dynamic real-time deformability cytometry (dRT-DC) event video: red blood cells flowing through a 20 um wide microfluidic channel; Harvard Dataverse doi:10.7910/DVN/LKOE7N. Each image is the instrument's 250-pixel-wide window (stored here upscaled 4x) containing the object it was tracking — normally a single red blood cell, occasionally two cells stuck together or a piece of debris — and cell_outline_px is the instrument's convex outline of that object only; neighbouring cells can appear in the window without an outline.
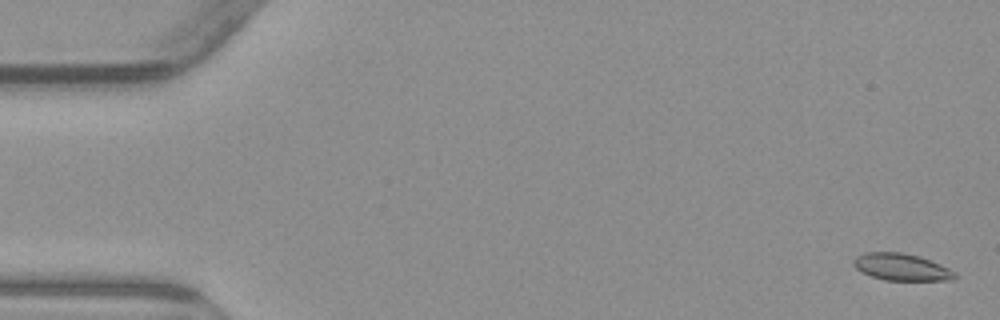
{"species": "common noctule bat (a hibernating species)", "species_latin": "Nyctalus noctula", "temperature_condition": "warm", "stored_images_in_passage": 55, "camera_frame_rate_fps": 3000, "um_per_image_px": 0.085, "animal": {"sex": "male", "body_mass_g": 23.1, "forearm_length_mm": 52.7}, "frame": {"image": 1, "passage_image": 2, "time_ms": 0.333, "image_size_px": [1000, 320], "cell_outline_px": [[956, 280], [884, 280], [872, 276], [856, 268], [852, 264], [852, 260], [856, 256], [864, 252], [904, 252], [940, 264], [956, 272]], "centroid_in_image_um": [76.61, 22.69], "position_along_channel_um": 8.4, "area_um2": 15.84}}
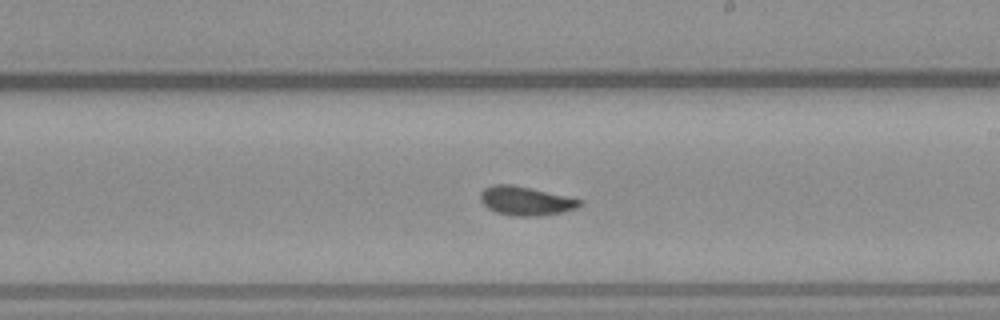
{"frame": {"image": 2, "passage_image": 32, "time_ms": 10.333, "image_size_px": [1000, 320], "cell_outline_px": [[584, 204], [576, 208], [560, 212], [540, 216], [512, 216], [496, 212], [488, 208], [480, 200], [480, 192], [484, 188], [492, 184], [512, 184], [532, 188], [568, 196], [584, 200]], "centroid_in_image_um": [44.7, 17.06], "position_along_channel_um": 244.3, "area_um2": 16.94}}
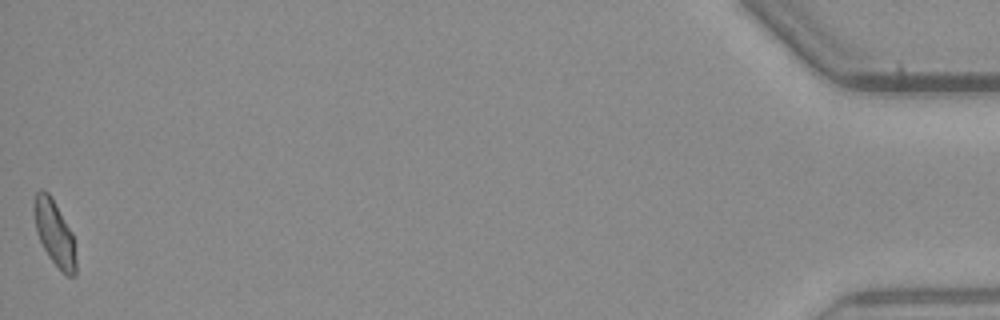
{"frame": {"image": 3, "passage_image": 55, "time_ms": 18.0, "image_size_px": [1000, 320], "cell_outline_px": [[76, 276], [68, 276], [48, 256], [36, 232], [32, 212], [32, 204], [36, 192], [40, 188], [44, 188], [52, 196], [72, 232], [76, 260]], "centroid_in_image_um": [4.6, 19.72], "position_along_channel_um": 430.6, "area_um2": 16.18}, "authors_computed_cell_mechanics": {"area_um2": 16.2996, "velocity_mm_per_s": 3.8109, "shape_relaxation_time_tau1_ms": 5.7761, "shape_relaxation_time_tau2_ms": 2.08, "deformation_change_tau1": 0.1365, "deformation_change_tau2": 0.0574}}